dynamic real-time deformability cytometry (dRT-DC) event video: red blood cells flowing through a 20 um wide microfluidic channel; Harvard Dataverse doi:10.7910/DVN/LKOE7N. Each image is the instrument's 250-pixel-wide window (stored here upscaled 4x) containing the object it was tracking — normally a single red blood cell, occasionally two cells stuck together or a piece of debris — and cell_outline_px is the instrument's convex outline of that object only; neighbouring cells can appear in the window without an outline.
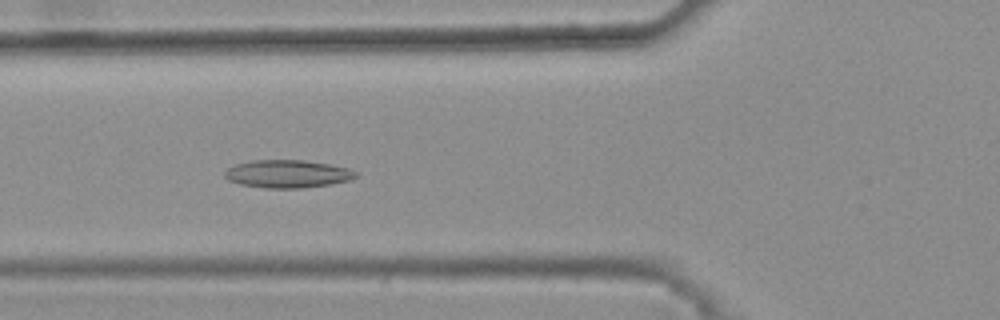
{"species": "common noctule bat (a hibernating species)", "species_latin": "Nyctalus noctula", "temperature_condition": "warm", "stored_images_in_passage": 45, "camera_frame_rate_fps": 3000, "um_per_image_px": 0.085, "animal": {"sex": "female", "body_mass_g": 25.1}, "frame": {"image": 1, "passage_image": 20, "time_ms": 6.333, "image_size_px": [1000, 320], "cell_outline_px": [[360, 176], [352, 180], [332, 184], [300, 188], [264, 188], [240, 184], [228, 180], [224, 176], [224, 172], [228, 168], [236, 164], [252, 160], [304, 160], [328, 164], [348, 168], [360, 172]], "centroid_in_image_um": [24.49, 14.78], "position_along_channel_um": 101.3, "area_um2": 21.5}}
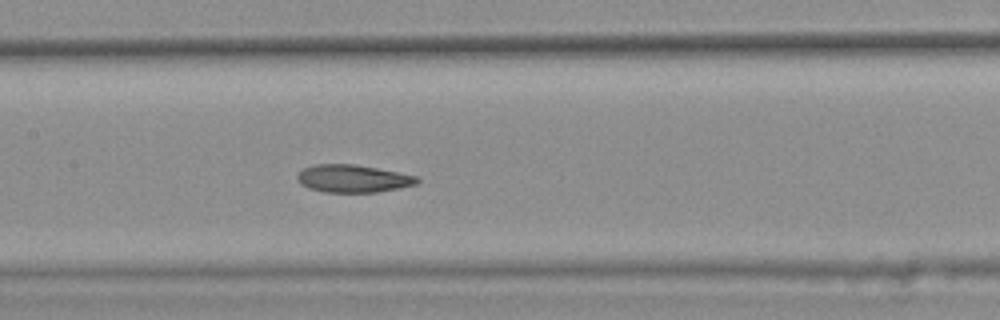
{"frame": {"image": 2, "passage_image": 26, "time_ms": 8.333, "image_size_px": [1000, 320], "cell_outline_px": [[420, 180], [416, 184], [400, 188], [376, 192], [324, 192], [308, 188], [300, 184], [296, 180], [296, 176], [304, 168], [312, 164], [356, 164], [400, 172], [416, 176]], "centroid_in_image_um": [29.98, 15.17], "position_along_channel_um": 177.4, "area_um2": 19.48}}
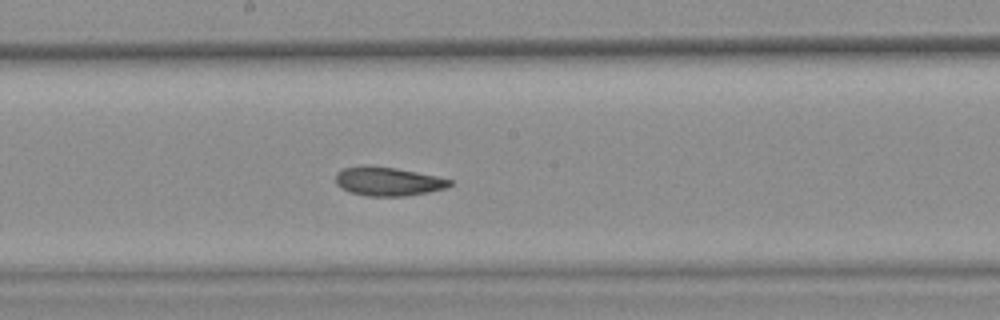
{"frame": {"image": 3, "passage_image": 29, "time_ms": 9.333, "image_size_px": [1000, 320], "cell_outline_px": [[452, 184], [444, 188], [428, 192], [404, 196], [368, 196], [352, 192], [340, 188], [336, 184], [336, 172], [344, 168], [360, 164], [368, 164], [396, 168], [436, 176], [452, 180]], "centroid_in_image_um": [32.92, 15.4], "position_along_channel_um": 215.3, "area_um2": 19.25}, "authors_computed_cell_mechanics": {"area_um2": 20.23, "velocity_mm_per_s": 3.8021, "shape_relaxation_time_tau1_ms": null, "shape_relaxation_time_tau2_ms": 4.1355, "deformation_change_tau1": null, "deformation_change_tau2": 0.1078}}